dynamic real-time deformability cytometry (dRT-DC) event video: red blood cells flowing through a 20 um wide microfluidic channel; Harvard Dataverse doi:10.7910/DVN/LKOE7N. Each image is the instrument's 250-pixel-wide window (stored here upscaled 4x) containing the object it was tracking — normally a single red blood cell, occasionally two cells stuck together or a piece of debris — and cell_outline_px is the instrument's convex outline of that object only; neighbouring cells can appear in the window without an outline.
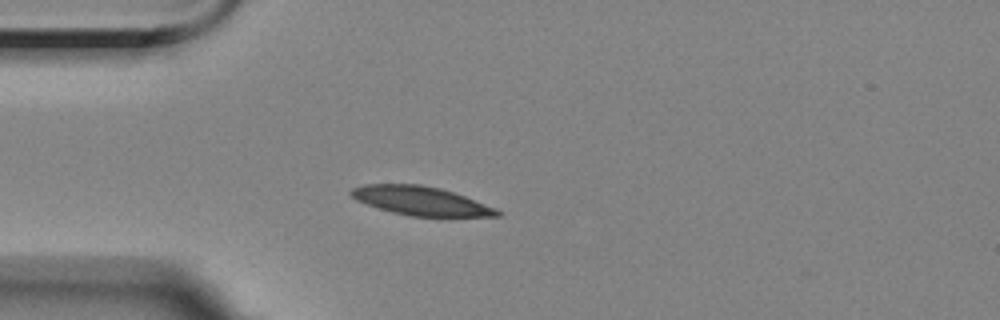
{"species": "Egyptian fruit bat (a non-hibernating species)", "species_latin": "Rousettus aegyptiacus", "temperature_condition": "room temperature", "stored_images_in_passage": 3, "camera_frame_rate_fps": 3000, "um_per_image_px": 0.085, "animal": {"sex": "female"}, "frame": {"image": 1, "passage_image": 2, "time_ms": 1.333, "image_size_px": [1000, 320], "cell_outline_px": [[504, 212], [500, 216], [412, 216], [392, 212], [356, 200], [348, 192], [352, 188], [364, 184], [420, 184], [440, 188], [464, 196], [496, 208]], "centroid_in_image_um": [35.77, 17.06], "position_along_channel_um": 49.2, "area_um2": 24.28}}